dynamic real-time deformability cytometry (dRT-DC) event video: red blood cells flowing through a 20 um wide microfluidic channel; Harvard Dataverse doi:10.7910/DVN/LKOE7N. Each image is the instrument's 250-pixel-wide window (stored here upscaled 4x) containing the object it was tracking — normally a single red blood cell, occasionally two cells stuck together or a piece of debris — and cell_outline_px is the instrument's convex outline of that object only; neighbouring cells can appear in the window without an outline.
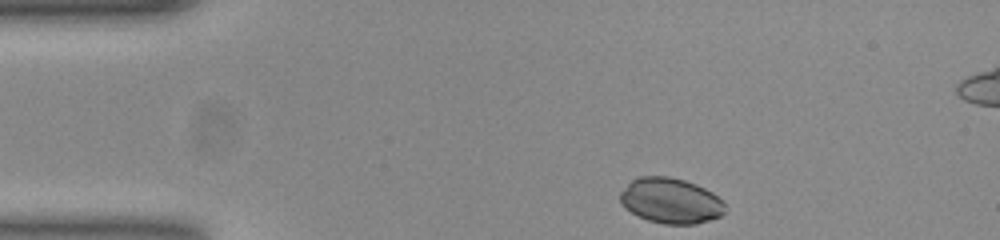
{"species": "common noctule bat (a hibernating species)", "species_latin": "Nyctalus noctula", "temperature_condition": "room temperature", "stored_images_in_passage": 36, "camera_frame_rate_fps": 3000, "um_per_image_px": 0.085, "animal": {"sex": "female", "body_mass_g": 23.0, "forearm_length_mm": 53.4}, "frame": {"image": 1, "passage_image": 1, "time_ms": 0.0, "image_size_px": [1000, 240], "cell_outline_px": [[724, 212], [720, 216], [696, 224], [664, 224], [648, 220], [624, 208], [620, 204], [620, 192], [632, 180], [640, 176], [668, 176], [684, 180], [696, 184], [712, 192], [724, 200]], "centroid_in_image_um": [57.01, 17.06], "position_along_channel_um": 28.0, "area_um2": 27.74}}
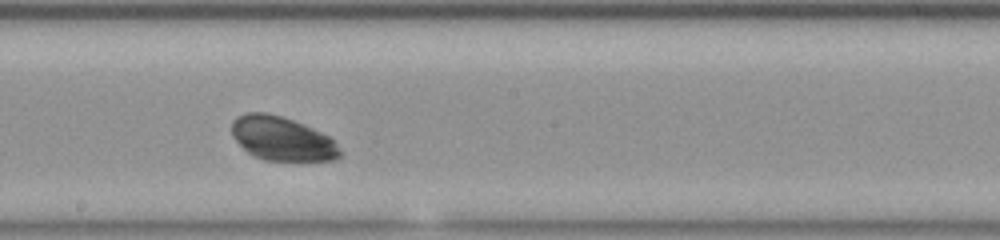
{"frame": {"image": 2, "passage_image": 21, "time_ms": 6.667, "image_size_px": [1000, 240], "cell_outline_px": [[340, 156], [336, 160], [264, 160], [252, 156], [232, 136], [232, 120], [236, 116], [248, 112], [264, 112], [280, 116], [292, 120], [312, 128], [328, 136], [340, 148]], "centroid_in_image_um": [23.94, 11.78], "position_along_channel_um": 224.3, "area_um2": 27.46}}
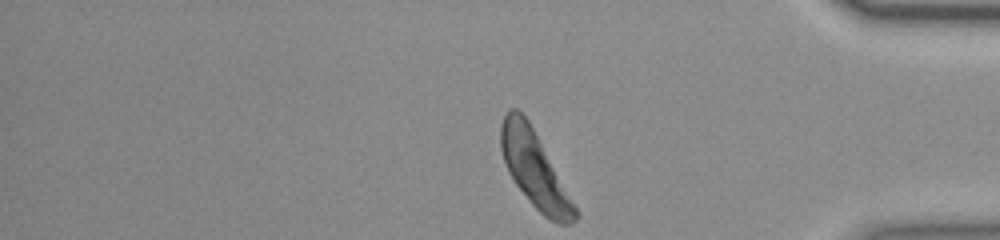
{"frame": {"image": 3, "passage_image": 36, "time_ms": 11.667, "image_size_px": [1000, 240], "cell_outline_px": [[576, 220], [572, 224], [560, 224], [548, 220], [532, 204], [516, 184], [508, 172], [500, 148], [500, 124], [508, 108], [516, 108], [528, 120], [576, 208]], "centroid_in_image_um": [45.39, 14.39], "position_along_channel_um": 389.8, "area_um2": 31.85}, "authors_computed_cell_mechanics": {"area_um2": 28.6399, "velocity_mm_per_s": 3.7968, "shape_relaxation_time_tau1_ms": 2.309, "shape_relaxation_time_tau2_ms": null, "deformation_change_tau1": 0.1203, "deformation_change_tau2": null}}